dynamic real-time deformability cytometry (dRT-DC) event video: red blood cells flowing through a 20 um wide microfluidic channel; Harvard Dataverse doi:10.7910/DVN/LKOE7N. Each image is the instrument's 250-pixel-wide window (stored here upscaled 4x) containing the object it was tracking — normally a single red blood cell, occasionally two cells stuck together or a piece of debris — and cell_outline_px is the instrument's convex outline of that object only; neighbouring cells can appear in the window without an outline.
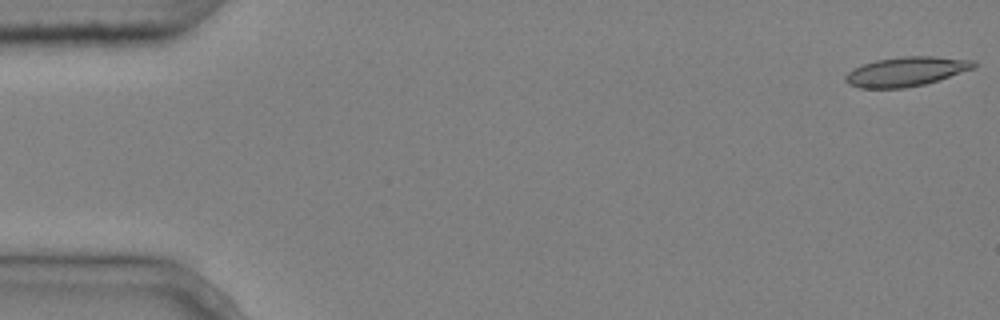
{"species": "common noctule bat (a hibernating species)", "species_latin": "Nyctalus noctula", "temperature_condition": "cold", "stored_images_in_passage": 3, "camera_frame_rate_fps": 3000, "um_per_image_px": 0.085, "animal": {"sex": "male", "body_mass_g": 20.4}, "frame": {"image": 1, "passage_image": 1, "time_ms": 0.0, "image_size_px": [1000, 320], "cell_outline_px": [[976, 68], [924, 84], [904, 88], [860, 88], [848, 84], [844, 80], [844, 76], [852, 68], [860, 64], [876, 60], [900, 56], [936, 56], [972, 60], [976, 64]], "centroid_in_image_um": [76.98, 6.07], "position_along_channel_um": 8.0, "area_um2": 22.14}}